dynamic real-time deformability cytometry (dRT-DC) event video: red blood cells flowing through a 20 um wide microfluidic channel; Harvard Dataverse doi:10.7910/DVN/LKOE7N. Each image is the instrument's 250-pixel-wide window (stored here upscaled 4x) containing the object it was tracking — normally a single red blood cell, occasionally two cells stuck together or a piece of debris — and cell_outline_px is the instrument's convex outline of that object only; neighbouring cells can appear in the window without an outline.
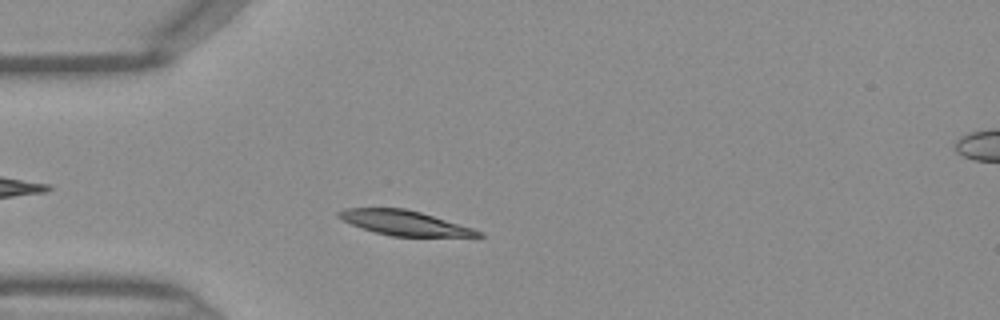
{"species": "Egyptian fruit bat (a non-hibernating species)", "species_latin": "Rousettus aegyptiacus", "temperature_condition": "warm", "stored_images_in_passage": 37, "camera_frame_rate_fps": 3000, "um_per_image_px": 0.085, "frame": {"image": 1, "passage_image": 7, "time_ms": 2.0, "image_size_px": [1000, 320], "cell_outline_px": [[484, 236], [392, 236], [372, 232], [360, 228], [336, 216], [336, 212], [344, 208], [404, 208], [420, 212], [472, 228], [484, 232]], "centroid_in_image_um": [34.32, 18.94], "position_along_channel_um": 50.7, "area_um2": 19.94}}
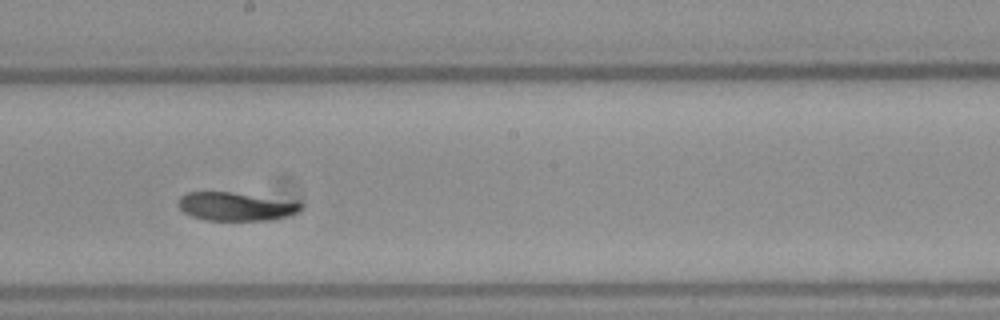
{"frame": {"image": 2, "passage_image": 20, "time_ms": 6.333, "image_size_px": [1000, 320], "cell_outline_px": [[304, 204], [296, 212], [272, 220], [204, 220], [192, 216], [184, 212], [180, 208], [180, 196], [188, 192], [232, 192]], "centroid_in_image_um": [19.96, 17.56], "position_along_channel_um": 228.2, "area_um2": 19.65}}
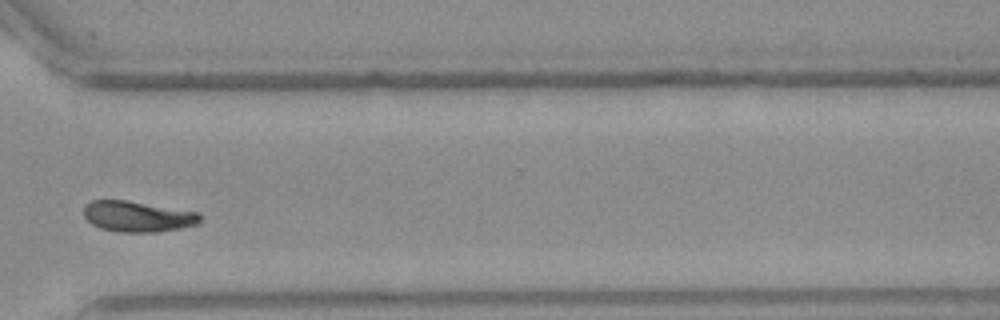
{"frame": {"image": 3, "passage_image": 29, "time_ms": 9.333, "image_size_px": [1000, 320], "cell_outline_px": [[200, 224], [180, 228], [156, 232], [120, 232], [100, 228], [92, 224], [84, 216], [84, 204], [92, 200], [124, 200], [200, 212]], "centroid_in_image_um": [11.7, 18.4], "position_along_channel_um": 358.9, "area_um2": 20.87}}